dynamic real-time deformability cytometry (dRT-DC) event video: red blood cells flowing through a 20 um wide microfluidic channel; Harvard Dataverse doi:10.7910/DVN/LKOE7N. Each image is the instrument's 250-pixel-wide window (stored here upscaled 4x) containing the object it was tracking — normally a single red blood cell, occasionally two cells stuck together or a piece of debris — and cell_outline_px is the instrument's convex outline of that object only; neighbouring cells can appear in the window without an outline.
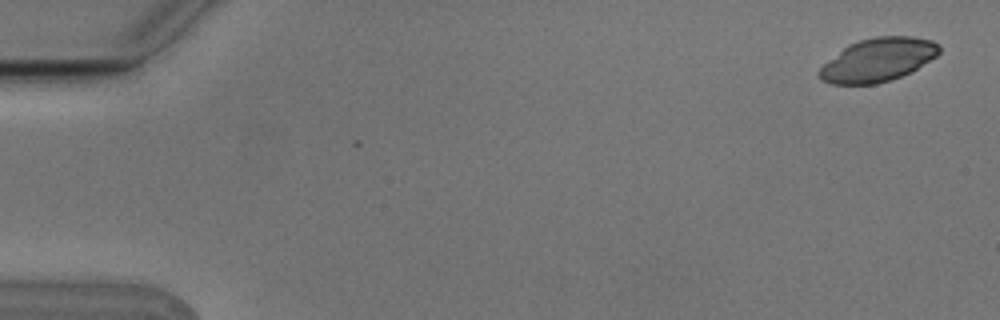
{"species": "Egyptian fruit bat (a non-hibernating species)", "species_latin": "Rousettus aegyptiacus", "temperature_condition": "cold", "stored_images_in_passage": 5, "camera_frame_rate_fps": 3000, "um_per_image_px": 0.085, "animal": {"sex": "male"}, "frame": {"image": 1, "passage_image": 1, "time_ms": 0.0, "image_size_px": [1000, 320], "cell_outline_px": [[940, 52], [936, 56], [916, 68], [900, 76], [876, 84], [832, 84], [820, 80], [816, 76], [816, 72], [824, 64], [848, 44], [860, 40], [876, 36], [912, 36], [932, 40], [940, 44]], "centroid_in_image_um": [74.59, 5.08], "position_along_channel_um": 10.4, "area_um2": 30.17}}